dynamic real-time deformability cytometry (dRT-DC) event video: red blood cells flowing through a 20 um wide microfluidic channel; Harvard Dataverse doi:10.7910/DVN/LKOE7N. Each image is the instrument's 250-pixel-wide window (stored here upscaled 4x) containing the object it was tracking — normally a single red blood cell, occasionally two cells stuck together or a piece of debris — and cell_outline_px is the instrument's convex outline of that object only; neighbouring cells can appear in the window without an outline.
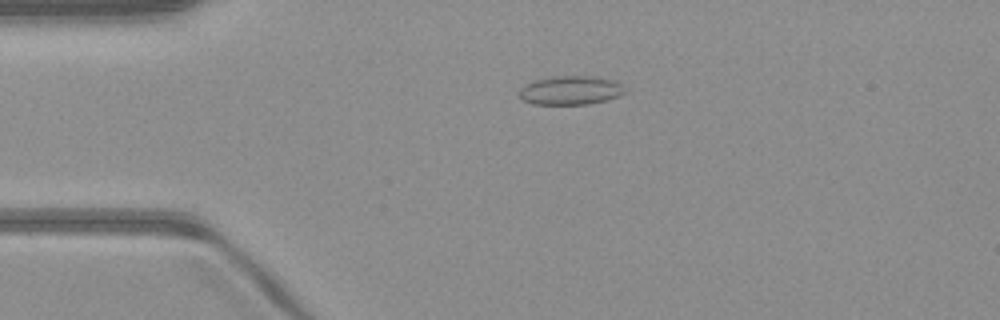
{"species": "common noctule bat (a hibernating species)", "species_latin": "Nyctalus noctula", "temperature_condition": "warm", "stored_images_in_passage": 36, "camera_frame_rate_fps": 3000, "um_per_image_px": 0.085, "animal": {"sex": "male", "body_mass_g": 23.1, "forearm_length_mm": 52.7}, "frame": {"image": 1, "passage_image": 11, "time_ms": 3.333, "image_size_px": [1000, 320], "cell_outline_px": [[628, 92], [620, 96], [608, 100], [588, 104], [532, 104], [520, 100], [520, 88], [524, 84], [532, 80], [548, 76], [592, 76], [616, 80]], "centroid_in_image_um": [48.49, 7.67], "position_along_channel_um": 36.5, "area_um2": 18.21}}
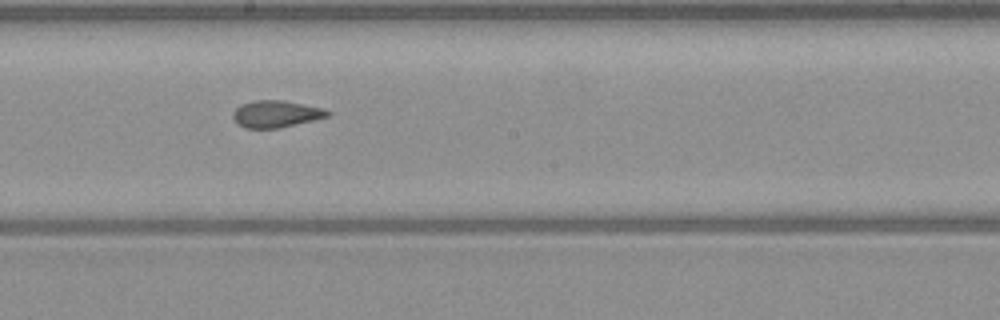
{"frame": {"image": 2, "passage_image": 27, "time_ms": 8.667, "image_size_px": [1000, 320], "cell_outline_px": [[332, 116], [280, 128], [244, 128], [236, 124], [232, 116], [232, 112], [240, 104], [256, 100], [284, 100], [324, 108], [332, 112]], "centroid_in_image_um": [23.48, 9.69], "position_along_channel_um": 224.7, "area_um2": 15.2}}
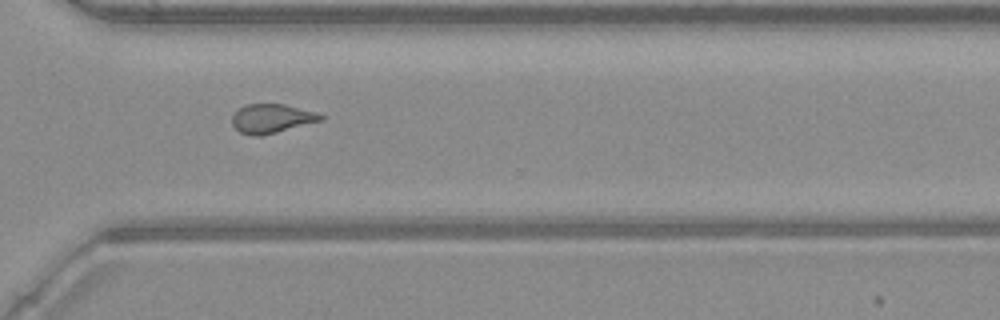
{"frame": {"image": 3, "passage_image": 36, "time_ms": 11.667, "image_size_px": [1000, 320], "cell_outline_px": [[324, 120], [260, 136], [252, 136], [240, 132], [232, 124], [232, 116], [244, 104], [284, 104], [316, 112], [324, 116]], "centroid_in_image_um": [23.1, 10.07], "position_along_channel_um": 347.5, "area_um2": 14.91}}